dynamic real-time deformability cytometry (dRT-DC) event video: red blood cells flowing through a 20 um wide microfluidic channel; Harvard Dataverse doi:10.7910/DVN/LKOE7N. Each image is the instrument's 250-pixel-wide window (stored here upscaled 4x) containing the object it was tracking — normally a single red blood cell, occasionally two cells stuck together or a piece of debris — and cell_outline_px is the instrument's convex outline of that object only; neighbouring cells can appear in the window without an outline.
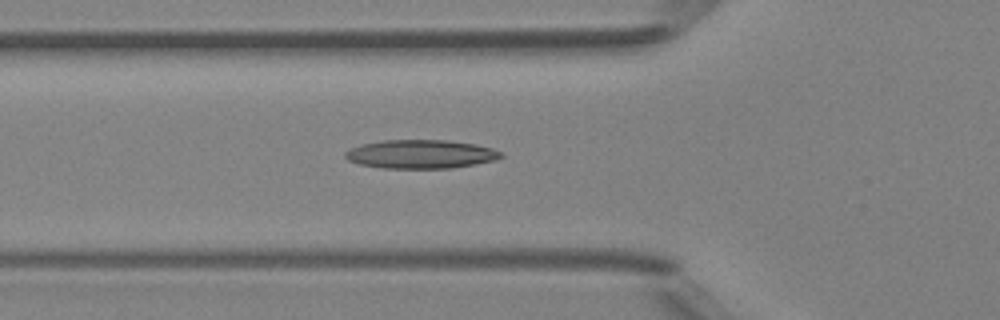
{"species": "Egyptian fruit bat (a non-hibernating species)", "species_latin": "Rousettus aegyptiacus", "temperature_condition": "room temperature", "stored_images_in_passage": 33, "camera_frame_rate_fps": 3000, "um_per_image_px": 0.085, "animal": {"sex": "female"}, "frame": {"image": 1, "passage_image": 2, "time_ms": 0.333, "image_size_px": [1000, 320], "cell_outline_px": [[504, 156], [496, 160], [476, 164], [452, 168], [380, 168], [360, 164], [348, 160], [344, 156], [344, 152], [352, 148], [364, 144], [384, 140], [448, 140], [476, 144], [492, 148], [504, 152]], "centroid_in_image_um": [35.82, 13.1], "position_along_channel_um": 90.0, "area_um2": 26.13}}
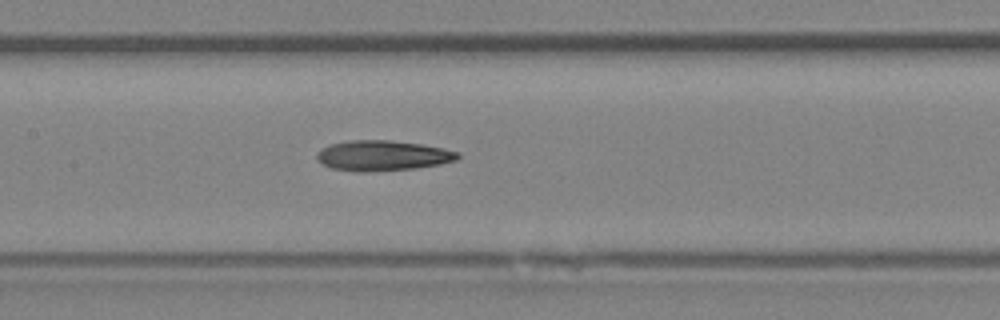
{"frame": {"image": 2, "passage_image": 8, "time_ms": 2.333, "image_size_px": [1000, 320], "cell_outline_px": [[460, 156], [456, 160], [440, 164], [416, 168], [368, 172], [360, 172], [332, 168], [316, 160], [316, 156], [320, 148], [332, 144], [348, 140], [388, 140], [420, 144], [444, 148], [460, 152]], "centroid_in_image_um": [32.53, 13.23], "position_along_channel_um": 174.9, "area_um2": 24.91}}
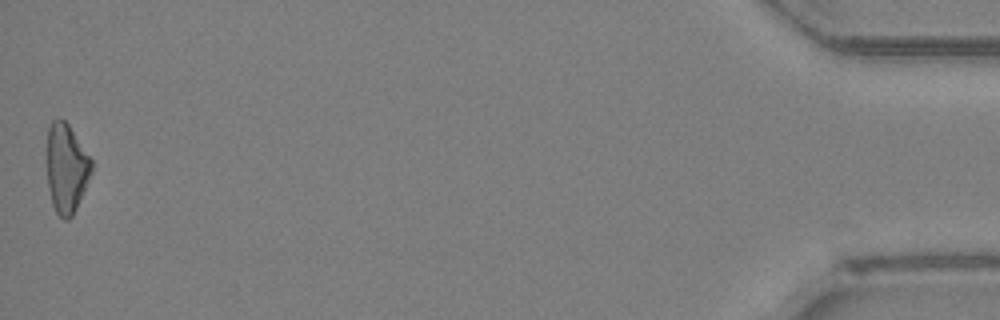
{"frame": {"image": 3, "passage_image": 33, "time_ms": 10.667, "image_size_px": [1000, 320], "cell_outline_px": [[92, 172], [76, 208], [72, 216], [68, 220], [64, 220], [56, 212], [52, 204], [48, 188], [48, 128], [52, 120], [56, 116], [60, 116], [68, 124], [92, 160]], "centroid_in_image_um": [5.64, 14.28], "position_along_channel_um": 429.6, "area_um2": 23.0}}